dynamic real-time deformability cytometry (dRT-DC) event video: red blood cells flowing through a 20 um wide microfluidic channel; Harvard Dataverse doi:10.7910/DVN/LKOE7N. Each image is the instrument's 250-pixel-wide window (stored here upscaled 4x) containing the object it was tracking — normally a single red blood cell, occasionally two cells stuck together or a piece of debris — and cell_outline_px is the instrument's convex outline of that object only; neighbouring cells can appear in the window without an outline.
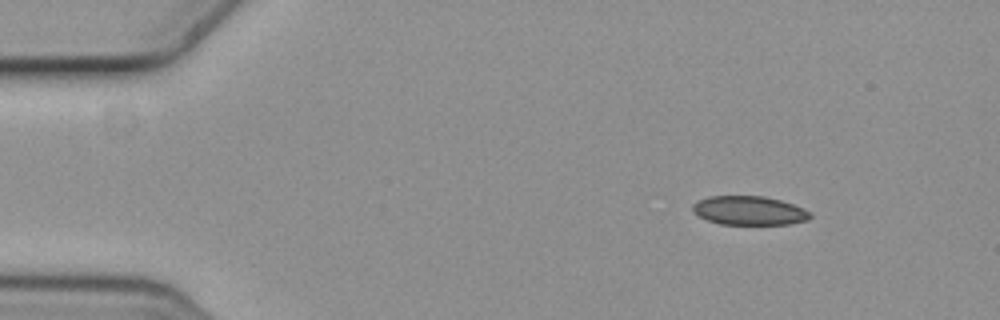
{"species": "common noctule bat (a hibernating species)", "species_latin": "Nyctalus noctula", "temperature_condition": "cold", "stored_images_in_passage": 5, "camera_frame_rate_fps": 3000, "um_per_image_px": 0.085, "animal": {"sex": "female", "body_mass_g": 19.3, "forearm_length_mm": 54.1}, "frame": {"image": 1, "passage_image": 1, "time_ms": 0.0, "image_size_px": [1000, 320], "cell_outline_px": [[812, 216], [808, 220], [788, 224], [720, 224], [708, 220], [692, 212], [692, 204], [700, 200], [712, 196], [764, 196], [780, 200], [804, 208], [812, 212]], "centroid_in_image_um": [63.71, 17.9], "position_along_channel_um": 21.3, "area_um2": 19.77}}
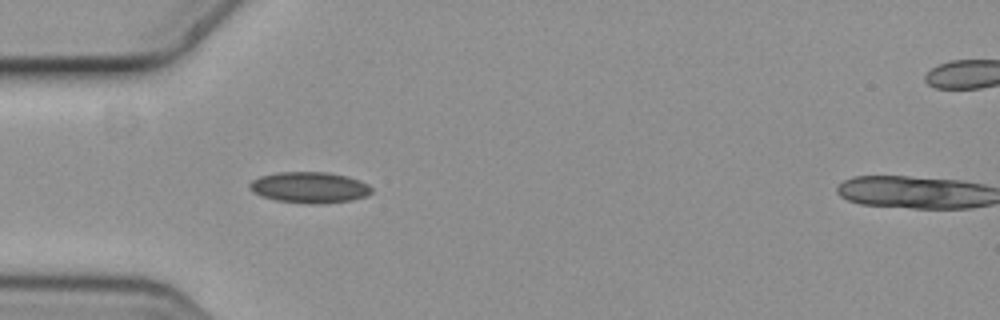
{"frame": {"image": 2, "passage_image": 4, "time_ms": 1.0, "image_size_px": [1000, 320], "cell_outline_px": [[372, 192], [368, 196], [352, 200], [324, 204], [312, 204], [276, 200], [260, 196], [252, 192], [248, 188], [248, 184], [252, 180], [260, 176], [276, 172], [328, 172], [348, 176], [360, 180], [368, 184], [372, 188]], "centroid_in_image_um": [26.31, 15.93], "position_along_channel_um": 58.7, "area_um2": 22.43}}